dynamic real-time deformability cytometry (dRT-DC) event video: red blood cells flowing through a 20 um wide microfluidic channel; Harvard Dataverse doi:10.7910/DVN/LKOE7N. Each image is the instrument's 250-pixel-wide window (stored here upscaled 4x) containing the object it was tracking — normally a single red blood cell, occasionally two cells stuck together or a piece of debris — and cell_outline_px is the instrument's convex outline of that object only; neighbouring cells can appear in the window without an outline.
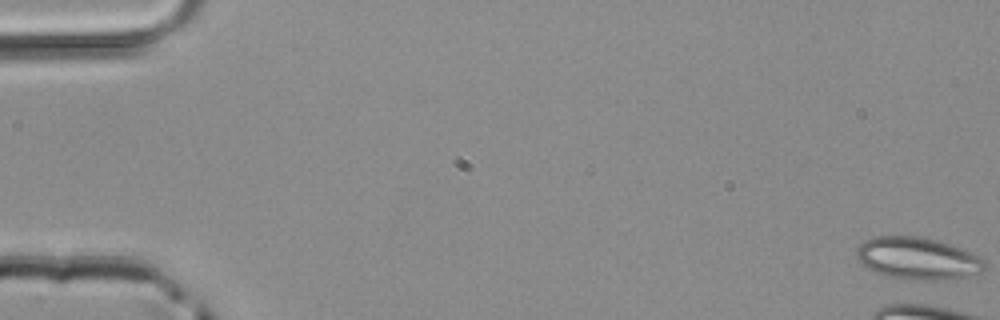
{"species": "common noctule bat (a hibernating species)", "species_latin": "Nyctalus noctula", "temperature_condition": "room temperature", "stored_images_in_passage": 3, "camera_frame_rate_fps": 3000, "um_per_image_px": 0.085, "animal": {"sex": "male", "body_mass_g": 20.4}, "frame": {"image": 1, "passage_image": 1, "time_ms": 0.0, "image_size_px": [1000, 320], "cell_outline_px": [[984, 272], [948, 280], [912, 280], [884, 276], [868, 268], [856, 256], [856, 248], [864, 240], [872, 236], [916, 236], [936, 240], [972, 252], [980, 256], [984, 260]], "centroid_in_image_um": [78.0, 21.97], "position_along_channel_um": 7.0, "area_um2": 31.62}}